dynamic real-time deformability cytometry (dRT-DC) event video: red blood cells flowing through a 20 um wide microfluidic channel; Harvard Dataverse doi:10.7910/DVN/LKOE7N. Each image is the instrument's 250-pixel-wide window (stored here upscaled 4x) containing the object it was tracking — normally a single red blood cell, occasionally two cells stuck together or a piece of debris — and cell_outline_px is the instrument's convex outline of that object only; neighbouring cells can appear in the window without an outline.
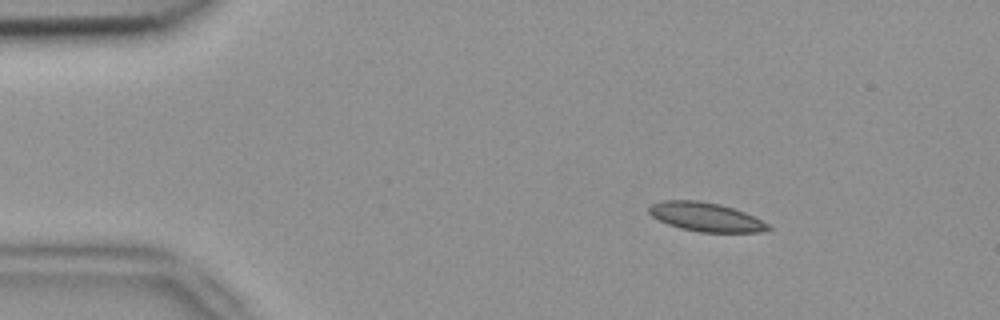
{"species": "common noctule bat (a hibernating species)", "species_latin": "Nyctalus noctula", "temperature_condition": "room temperature", "stored_images_in_passage": 3, "camera_frame_rate_fps": 3000, "um_per_image_px": 0.085, "animal": {"sex": "female", "body_mass_g": 18.4}, "frame": {"image": 1, "passage_image": 1, "time_ms": 0.0, "image_size_px": [1000, 320], "cell_outline_px": [[772, 228], [760, 232], [700, 232], [680, 228], [668, 224], [652, 216], [648, 212], [648, 208], [652, 204], [664, 200], [696, 200], [720, 204], [744, 212], [768, 224]], "centroid_in_image_um": [59.97, 18.44], "position_along_channel_um": 25.0, "area_um2": 19.83}}